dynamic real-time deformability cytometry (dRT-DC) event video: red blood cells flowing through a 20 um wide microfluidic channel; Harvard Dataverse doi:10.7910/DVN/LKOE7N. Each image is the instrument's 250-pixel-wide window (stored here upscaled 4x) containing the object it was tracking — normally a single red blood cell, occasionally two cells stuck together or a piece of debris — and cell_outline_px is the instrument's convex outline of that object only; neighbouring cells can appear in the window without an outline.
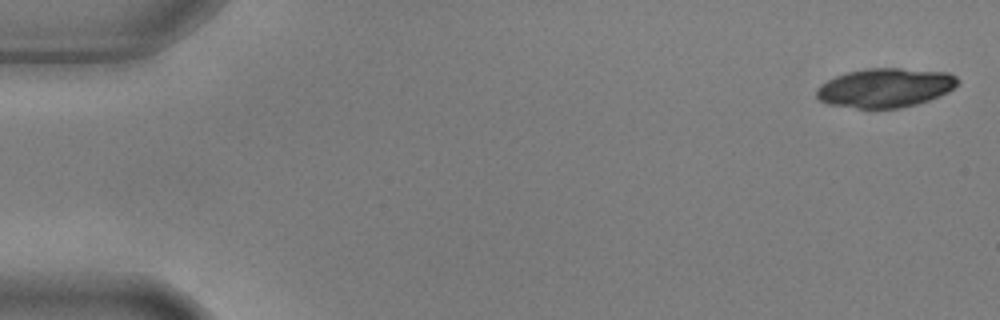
{"species": "common noctule bat (a hibernating species)", "species_latin": "Nyctalus noctula", "temperature_condition": "warm", "stored_images_in_passage": 4, "camera_frame_rate_fps": 3000, "um_per_image_px": 0.085, "animal": {"sex": "male", "body_mass_g": 17.9, "forearm_length_mm": 54.2}, "frame": {"image": 1, "passage_image": 1, "time_ms": 0.0, "image_size_px": [1000, 320], "cell_outline_px": [[960, 80], [948, 92], [940, 96], [916, 104], [900, 108], [856, 108], [828, 104], [820, 100], [816, 96], [816, 88], [820, 84], [836, 76], [848, 72], [868, 68], [900, 68], [948, 72], [956, 76]], "centroid_in_image_um": [75.24, 7.46], "position_along_channel_um": 9.8, "area_um2": 32.19}}